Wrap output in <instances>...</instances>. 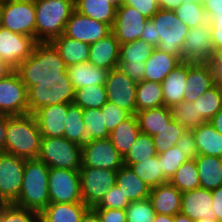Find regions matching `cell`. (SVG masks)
<instances>
[{
    "label": "cell",
    "instance_id": "cell-1",
    "mask_svg": "<svg viewBox=\"0 0 222 222\" xmlns=\"http://www.w3.org/2000/svg\"><path fill=\"white\" fill-rule=\"evenodd\" d=\"M15 70L28 91L38 79L63 78L67 66L51 42H37L31 56Z\"/></svg>",
    "mask_w": 222,
    "mask_h": 222
},
{
    "label": "cell",
    "instance_id": "cell-2",
    "mask_svg": "<svg viewBox=\"0 0 222 222\" xmlns=\"http://www.w3.org/2000/svg\"><path fill=\"white\" fill-rule=\"evenodd\" d=\"M42 135L33 114L7 115L5 153L25 159H37Z\"/></svg>",
    "mask_w": 222,
    "mask_h": 222
},
{
    "label": "cell",
    "instance_id": "cell-3",
    "mask_svg": "<svg viewBox=\"0 0 222 222\" xmlns=\"http://www.w3.org/2000/svg\"><path fill=\"white\" fill-rule=\"evenodd\" d=\"M49 167L39 159H26L23 181L14 205L41 213L49 204Z\"/></svg>",
    "mask_w": 222,
    "mask_h": 222
},
{
    "label": "cell",
    "instance_id": "cell-4",
    "mask_svg": "<svg viewBox=\"0 0 222 222\" xmlns=\"http://www.w3.org/2000/svg\"><path fill=\"white\" fill-rule=\"evenodd\" d=\"M36 41L51 42L64 34L66 23L75 10V0H34Z\"/></svg>",
    "mask_w": 222,
    "mask_h": 222
},
{
    "label": "cell",
    "instance_id": "cell-5",
    "mask_svg": "<svg viewBox=\"0 0 222 222\" xmlns=\"http://www.w3.org/2000/svg\"><path fill=\"white\" fill-rule=\"evenodd\" d=\"M75 89L67 72L63 78L38 79L28 90V114H33L43 106L73 103Z\"/></svg>",
    "mask_w": 222,
    "mask_h": 222
},
{
    "label": "cell",
    "instance_id": "cell-6",
    "mask_svg": "<svg viewBox=\"0 0 222 222\" xmlns=\"http://www.w3.org/2000/svg\"><path fill=\"white\" fill-rule=\"evenodd\" d=\"M151 20L156 26V48L182 61V47L189 31L187 25L171 10L159 9Z\"/></svg>",
    "mask_w": 222,
    "mask_h": 222
},
{
    "label": "cell",
    "instance_id": "cell-7",
    "mask_svg": "<svg viewBox=\"0 0 222 222\" xmlns=\"http://www.w3.org/2000/svg\"><path fill=\"white\" fill-rule=\"evenodd\" d=\"M49 168L79 171L82 165V150L79 144L65 137L42 138L38 158Z\"/></svg>",
    "mask_w": 222,
    "mask_h": 222
},
{
    "label": "cell",
    "instance_id": "cell-8",
    "mask_svg": "<svg viewBox=\"0 0 222 222\" xmlns=\"http://www.w3.org/2000/svg\"><path fill=\"white\" fill-rule=\"evenodd\" d=\"M1 26L36 40V11L34 0H3Z\"/></svg>",
    "mask_w": 222,
    "mask_h": 222
},
{
    "label": "cell",
    "instance_id": "cell-9",
    "mask_svg": "<svg viewBox=\"0 0 222 222\" xmlns=\"http://www.w3.org/2000/svg\"><path fill=\"white\" fill-rule=\"evenodd\" d=\"M79 175L83 203L93 208L116 184L117 171L81 166Z\"/></svg>",
    "mask_w": 222,
    "mask_h": 222
},
{
    "label": "cell",
    "instance_id": "cell-10",
    "mask_svg": "<svg viewBox=\"0 0 222 222\" xmlns=\"http://www.w3.org/2000/svg\"><path fill=\"white\" fill-rule=\"evenodd\" d=\"M49 203H83L79 171L49 168Z\"/></svg>",
    "mask_w": 222,
    "mask_h": 222
},
{
    "label": "cell",
    "instance_id": "cell-11",
    "mask_svg": "<svg viewBox=\"0 0 222 222\" xmlns=\"http://www.w3.org/2000/svg\"><path fill=\"white\" fill-rule=\"evenodd\" d=\"M26 159L0 152V204H13L20 195Z\"/></svg>",
    "mask_w": 222,
    "mask_h": 222
},
{
    "label": "cell",
    "instance_id": "cell-12",
    "mask_svg": "<svg viewBox=\"0 0 222 222\" xmlns=\"http://www.w3.org/2000/svg\"><path fill=\"white\" fill-rule=\"evenodd\" d=\"M28 114V91L19 73L14 70L0 80V115Z\"/></svg>",
    "mask_w": 222,
    "mask_h": 222
},
{
    "label": "cell",
    "instance_id": "cell-13",
    "mask_svg": "<svg viewBox=\"0 0 222 222\" xmlns=\"http://www.w3.org/2000/svg\"><path fill=\"white\" fill-rule=\"evenodd\" d=\"M214 56L210 24L189 28L182 47V62L207 64Z\"/></svg>",
    "mask_w": 222,
    "mask_h": 222
},
{
    "label": "cell",
    "instance_id": "cell-14",
    "mask_svg": "<svg viewBox=\"0 0 222 222\" xmlns=\"http://www.w3.org/2000/svg\"><path fill=\"white\" fill-rule=\"evenodd\" d=\"M105 87L107 101L128 111L131 115L136 114L137 83L120 70V68L116 67L108 72Z\"/></svg>",
    "mask_w": 222,
    "mask_h": 222
},
{
    "label": "cell",
    "instance_id": "cell-15",
    "mask_svg": "<svg viewBox=\"0 0 222 222\" xmlns=\"http://www.w3.org/2000/svg\"><path fill=\"white\" fill-rule=\"evenodd\" d=\"M81 150V166L118 171L124 165L122 155L109 138L87 141Z\"/></svg>",
    "mask_w": 222,
    "mask_h": 222
},
{
    "label": "cell",
    "instance_id": "cell-16",
    "mask_svg": "<svg viewBox=\"0 0 222 222\" xmlns=\"http://www.w3.org/2000/svg\"><path fill=\"white\" fill-rule=\"evenodd\" d=\"M36 43L31 36L0 27V58L14 69L31 56Z\"/></svg>",
    "mask_w": 222,
    "mask_h": 222
},
{
    "label": "cell",
    "instance_id": "cell-17",
    "mask_svg": "<svg viewBox=\"0 0 222 222\" xmlns=\"http://www.w3.org/2000/svg\"><path fill=\"white\" fill-rule=\"evenodd\" d=\"M112 32L111 26L74 10L66 23L64 35L81 42L95 43Z\"/></svg>",
    "mask_w": 222,
    "mask_h": 222
},
{
    "label": "cell",
    "instance_id": "cell-18",
    "mask_svg": "<svg viewBox=\"0 0 222 222\" xmlns=\"http://www.w3.org/2000/svg\"><path fill=\"white\" fill-rule=\"evenodd\" d=\"M147 20L134 7L122 4L116 9L112 33L120 44L136 41L141 38Z\"/></svg>",
    "mask_w": 222,
    "mask_h": 222
},
{
    "label": "cell",
    "instance_id": "cell-19",
    "mask_svg": "<svg viewBox=\"0 0 222 222\" xmlns=\"http://www.w3.org/2000/svg\"><path fill=\"white\" fill-rule=\"evenodd\" d=\"M68 108L69 103H60L43 106L33 113L42 138L64 137Z\"/></svg>",
    "mask_w": 222,
    "mask_h": 222
},
{
    "label": "cell",
    "instance_id": "cell-20",
    "mask_svg": "<svg viewBox=\"0 0 222 222\" xmlns=\"http://www.w3.org/2000/svg\"><path fill=\"white\" fill-rule=\"evenodd\" d=\"M211 190L196 188L182 192V203L180 213L188 216L193 221L199 219H215L212 209Z\"/></svg>",
    "mask_w": 222,
    "mask_h": 222
},
{
    "label": "cell",
    "instance_id": "cell-21",
    "mask_svg": "<svg viewBox=\"0 0 222 222\" xmlns=\"http://www.w3.org/2000/svg\"><path fill=\"white\" fill-rule=\"evenodd\" d=\"M120 43L111 32L104 38L90 44L88 62L106 70H111L119 65Z\"/></svg>",
    "mask_w": 222,
    "mask_h": 222
},
{
    "label": "cell",
    "instance_id": "cell-22",
    "mask_svg": "<svg viewBox=\"0 0 222 222\" xmlns=\"http://www.w3.org/2000/svg\"><path fill=\"white\" fill-rule=\"evenodd\" d=\"M149 199L158 214L175 216L181 211L182 192L169 181L151 188Z\"/></svg>",
    "mask_w": 222,
    "mask_h": 222
},
{
    "label": "cell",
    "instance_id": "cell-23",
    "mask_svg": "<svg viewBox=\"0 0 222 222\" xmlns=\"http://www.w3.org/2000/svg\"><path fill=\"white\" fill-rule=\"evenodd\" d=\"M213 86V77L207 64L188 63L183 101L194 102Z\"/></svg>",
    "mask_w": 222,
    "mask_h": 222
},
{
    "label": "cell",
    "instance_id": "cell-24",
    "mask_svg": "<svg viewBox=\"0 0 222 222\" xmlns=\"http://www.w3.org/2000/svg\"><path fill=\"white\" fill-rule=\"evenodd\" d=\"M188 74V63L181 62L162 81L164 106L172 108L183 101Z\"/></svg>",
    "mask_w": 222,
    "mask_h": 222
},
{
    "label": "cell",
    "instance_id": "cell-25",
    "mask_svg": "<svg viewBox=\"0 0 222 222\" xmlns=\"http://www.w3.org/2000/svg\"><path fill=\"white\" fill-rule=\"evenodd\" d=\"M66 72L74 89L77 90L89 85H105L109 70L83 62L68 66Z\"/></svg>",
    "mask_w": 222,
    "mask_h": 222
},
{
    "label": "cell",
    "instance_id": "cell-26",
    "mask_svg": "<svg viewBox=\"0 0 222 222\" xmlns=\"http://www.w3.org/2000/svg\"><path fill=\"white\" fill-rule=\"evenodd\" d=\"M116 185L129 202L148 199L151 192V188L125 165L117 171Z\"/></svg>",
    "mask_w": 222,
    "mask_h": 222
},
{
    "label": "cell",
    "instance_id": "cell-27",
    "mask_svg": "<svg viewBox=\"0 0 222 222\" xmlns=\"http://www.w3.org/2000/svg\"><path fill=\"white\" fill-rule=\"evenodd\" d=\"M89 207L84 203H49L39 222H80Z\"/></svg>",
    "mask_w": 222,
    "mask_h": 222
},
{
    "label": "cell",
    "instance_id": "cell-28",
    "mask_svg": "<svg viewBox=\"0 0 222 222\" xmlns=\"http://www.w3.org/2000/svg\"><path fill=\"white\" fill-rule=\"evenodd\" d=\"M181 62L177 56L155 48L145 62L144 80L162 83L164 78Z\"/></svg>",
    "mask_w": 222,
    "mask_h": 222
},
{
    "label": "cell",
    "instance_id": "cell-29",
    "mask_svg": "<svg viewBox=\"0 0 222 222\" xmlns=\"http://www.w3.org/2000/svg\"><path fill=\"white\" fill-rule=\"evenodd\" d=\"M51 43L58 50L66 66L88 62L90 45L75 39H71L64 34L54 38Z\"/></svg>",
    "mask_w": 222,
    "mask_h": 222
},
{
    "label": "cell",
    "instance_id": "cell-30",
    "mask_svg": "<svg viewBox=\"0 0 222 222\" xmlns=\"http://www.w3.org/2000/svg\"><path fill=\"white\" fill-rule=\"evenodd\" d=\"M140 132L155 136L173 120L171 108L166 106L136 112Z\"/></svg>",
    "mask_w": 222,
    "mask_h": 222
},
{
    "label": "cell",
    "instance_id": "cell-31",
    "mask_svg": "<svg viewBox=\"0 0 222 222\" xmlns=\"http://www.w3.org/2000/svg\"><path fill=\"white\" fill-rule=\"evenodd\" d=\"M198 155L220 157L222 155V134L209 122L192 129Z\"/></svg>",
    "mask_w": 222,
    "mask_h": 222
},
{
    "label": "cell",
    "instance_id": "cell-32",
    "mask_svg": "<svg viewBox=\"0 0 222 222\" xmlns=\"http://www.w3.org/2000/svg\"><path fill=\"white\" fill-rule=\"evenodd\" d=\"M195 161L201 188L212 191L222 186V165L219 157L198 155Z\"/></svg>",
    "mask_w": 222,
    "mask_h": 222
},
{
    "label": "cell",
    "instance_id": "cell-33",
    "mask_svg": "<svg viewBox=\"0 0 222 222\" xmlns=\"http://www.w3.org/2000/svg\"><path fill=\"white\" fill-rule=\"evenodd\" d=\"M139 134L140 128L137 117L136 115H131L110 132L109 139L123 157L134 144Z\"/></svg>",
    "mask_w": 222,
    "mask_h": 222
},
{
    "label": "cell",
    "instance_id": "cell-34",
    "mask_svg": "<svg viewBox=\"0 0 222 222\" xmlns=\"http://www.w3.org/2000/svg\"><path fill=\"white\" fill-rule=\"evenodd\" d=\"M116 7L107 0H75V10L86 17L113 26Z\"/></svg>",
    "mask_w": 222,
    "mask_h": 222
},
{
    "label": "cell",
    "instance_id": "cell-35",
    "mask_svg": "<svg viewBox=\"0 0 222 222\" xmlns=\"http://www.w3.org/2000/svg\"><path fill=\"white\" fill-rule=\"evenodd\" d=\"M164 106L161 83L142 80L136 88V112Z\"/></svg>",
    "mask_w": 222,
    "mask_h": 222
},
{
    "label": "cell",
    "instance_id": "cell-36",
    "mask_svg": "<svg viewBox=\"0 0 222 222\" xmlns=\"http://www.w3.org/2000/svg\"><path fill=\"white\" fill-rule=\"evenodd\" d=\"M142 179L150 188L164 184L169 180L161 173L158 154L136 164H124Z\"/></svg>",
    "mask_w": 222,
    "mask_h": 222
},
{
    "label": "cell",
    "instance_id": "cell-37",
    "mask_svg": "<svg viewBox=\"0 0 222 222\" xmlns=\"http://www.w3.org/2000/svg\"><path fill=\"white\" fill-rule=\"evenodd\" d=\"M64 137L68 141L79 144L80 146L87 142L85 123L83 120V109L74 103H69Z\"/></svg>",
    "mask_w": 222,
    "mask_h": 222
},
{
    "label": "cell",
    "instance_id": "cell-38",
    "mask_svg": "<svg viewBox=\"0 0 222 222\" xmlns=\"http://www.w3.org/2000/svg\"><path fill=\"white\" fill-rule=\"evenodd\" d=\"M192 103L198 114L209 122L222 109V86L214 85Z\"/></svg>",
    "mask_w": 222,
    "mask_h": 222
},
{
    "label": "cell",
    "instance_id": "cell-39",
    "mask_svg": "<svg viewBox=\"0 0 222 222\" xmlns=\"http://www.w3.org/2000/svg\"><path fill=\"white\" fill-rule=\"evenodd\" d=\"M107 102L105 85H89L75 90L74 104L84 109L101 108Z\"/></svg>",
    "mask_w": 222,
    "mask_h": 222
},
{
    "label": "cell",
    "instance_id": "cell-40",
    "mask_svg": "<svg viewBox=\"0 0 222 222\" xmlns=\"http://www.w3.org/2000/svg\"><path fill=\"white\" fill-rule=\"evenodd\" d=\"M155 48L141 39L120 44L119 62L145 64Z\"/></svg>",
    "mask_w": 222,
    "mask_h": 222
},
{
    "label": "cell",
    "instance_id": "cell-41",
    "mask_svg": "<svg viewBox=\"0 0 222 222\" xmlns=\"http://www.w3.org/2000/svg\"><path fill=\"white\" fill-rule=\"evenodd\" d=\"M156 155L153 137L140 132L134 144L123 156V164H136Z\"/></svg>",
    "mask_w": 222,
    "mask_h": 222
},
{
    "label": "cell",
    "instance_id": "cell-42",
    "mask_svg": "<svg viewBox=\"0 0 222 222\" xmlns=\"http://www.w3.org/2000/svg\"><path fill=\"white\" fill-rule=\"evenodd\" d=\"M169 182L180 192L199 188L200 181L195 159L183 163Z\"/></svg>",
    "mask_w": 222,
    "mask_h": 222
},
{
    "label": "cell",
    "instance_id": "cell-43",
    "mask_svg": "<svg viewBox=\"0 0 222 222\" xmlns=\"http://www.w3.org/2000/svg\"><path fill=\"white\" fill-rule=\"evenodd\" d=\"M83 120L87 141L109 138L110 132L105 126L104 113L101 112V108L84 109Z\"/></svg>",
    "mask_w": 222,
    "mask_h": 222
},
{
    "label": "cell",
    "instance_id": "cell-44",
    "mask_svg": "<svg viewBox=\"0 0 222 222\" xmlns=\"http://www.w3.org/2000/svg\"><path fill=\"white\" fill-rule=\"evenodd\" d=\"M174 13L188 28L208 22L203 5L198 4L196 0H182L181 5L174 10Z\"/></svg>",
    "mask_w": 222,
    "mask_h": 222
},
{
    "label": "cell",
    "instance_id": "cell-45",
    "mask_svg": "<svg viewBox=\"0 0 222 222\" xmlns=\"http://www.w3.org/2000/svg\"><path fill=\"white\" fill-rule=\"evenodd\" d=\"M173 119L186 130H192L206 123L190 101H182L171 108Z\"/></svg>",
    "mask_w": 222,
    "mask_h": 222
},
{
    "label": "cell",
    "instance_id": "cell-46",
    "mask_svg": "<svg viewBox=\"0 0 222 222\" xmlns=\"http://www.w3.org/2000/svg\"><path fill=\"white\" fill-rule=\"evenodd\" d=\"M186 132L174 119L166 125L159 134L153 136L154 146L157 154L165 152L174 147L180 136Z\"/></svg>",
    "mask_w": 222,
    "mask_h": 222
},
{
    "label": "cell",
    "instance_id": "cell-47",
    "mask_svg": "<svg viewBox=\"0 0 222 222\" xmlns=\"http://www.w3.org/2000/svg\"><path fill=\"white\" fill-rule=\"evenodd\" d=\"M158 161L161 166V173L170 180L178 168L188 161L187 157L175 145L171 149L158 154Z\"/></svg>",
    "mask_w": 222,
    "mask_h": 222
},
{
    "label": "cell",
    "instance_id": "cell-48",
    "mask_svg": "<svg viewBox=\"0 0 222 222\" xmlns=\"http://www.w3.org/2000/svg\"><path fill=\"white\" fill-rule=\"evenodd\" d=\"M0 222H39V213L14 204H0Z\"/></svg>",
    "mask_w": 222,
    "mask_h": 222
},
{
    "label": "cell",
    "instance_id": "cell-49",
    "mask_svg": "<svg viewBox=\"0 0 222 222\" xmlns=\"http://www.w3.org/2000/svg\"><path fill=\"white\" fill-rule=\"evenodd\" d=\"M127 222H154L156 211L151 200L130 202L126 208Z\"/></svg>",
    "mask_w": 222,
    "mask_h": 222
},
{
    "label": "cell",
    "instance_id": "cell-50",
    "mask_svg": "<svg viewBox=\"0 0 222 222\" xmlns=\"http://www.w3.org/2000/svg\"><path fill=\"white\" fill-rule=\"evenodd\" d=\"M101 112L104 113L105 126L109 132L131 116L128 111L109 101L101 107Z\"/></svg>",
    "mask_w": 222,
    "mask_h": 222
},
{
    "label": "cell",
    "instance_id": "cell-51",
    "mask_svg": "<svg viewBox=\"0 0 222 222\" xmlns=\"http://www.w3.org/2000/svg\"><path fill=\"white\" fill-rule=\"evenodd\" d=\"M130 202L122 193L120 188L115 184L109 189L108 193L102 198V200L93 207V209H122L126 210Z\"/></svg>",
    "mask_w": 222,
    "mask_h": 222
},
{
    "label": "cell",
    "instance_id": "cell-52",
    "mask_svg": "<svg viewBox=\"0 0 222 222\" xmlns=\"http://www.w3.org/2000/svg\"><path fill=\"white\" fill-rule=\"evenodd\" d=\"M122 4L134 7L147 19H151L160 9L157 0H122Z\"/></svg>",
    "mask_w": 222,
    "mask_h": 222
},
{
    "label": "cell",
    "instance_id": "cell-53",
    "mask_svg": "<svg viewBox=\"0 0 222 222\" xmlns=\"http://www.w3.org/2000/svg\"><path fill=\"white\" fill-rule=\"evenodd\" d=\"M178 149L183 151L188 160H194L198 157L197 146L192 130H186L176 143Z\"/></svg>",
    "mask_w": 222,
    "mask_h": 222
},
{
    "label": "cell",
    "instance_id": "cell-54",
    "mask_svg": "<svg viewBox=\"0 0 222 222\" xmlns=\"http://www.w3.org/2000/svg\"><path fill=\"white\" fill-rule=\"evenodd\" d=\"M214 50L222 48V14H208Z\"/></svg>",
    "mask_w": 222,
    "mask_h": 222
},
{
    "label": "cell",
    "instance_id": "cell-55",
    "mask_svg": "<svg viewBox=\"0 0 222 222\" xmlns=\"http://www.w3.org/2000/svg\"><path fill=\"white\" fill-rule=\"evenodd\" d=\"M118 68L122 70L134 82L144 80L145 64H130L129 62H119Z\"/></svg>",
    "mask_w": 222,
    "mask_h": 222
},
{
    "label": "cell",
    "instance_id": "cell-56",
    "mask_svg": "<svg viewBox=\"0 0 222 222\" xmlns=\"http://www.w3.org/2000/svg\"><path fill=\"white\" fill-rule=\"evenodd\" d=\"M101 222H127L126 211L122 209H94Z\"/></svg>",
    "mask_w": 222,
    "mask_h": 222
},
{
    "label": "cell",
    "instance_id": "cell-57",
    "mask_svg": "<svg viewBox=\"0 0 222 222\" xmlns=\"http://www.w3.org/2000/svg\"><path fill=\"white\" fill-rule=\"evenodd\" d=\"M207 65L211 70L214 85L222 86V48L215 51V56Z\"/></svg>",
    "mask_w": 222,
    "mask_h": 222
},
{
    "label": "cell",
    "instance_id": "cell-58",
    "mask_svg": "<svg viewBox=\"0 0 222 222\" xmlns=\"http://www.w3.org/2000/svg\"><path fill=\"white\" fill-rule=\"evenodd\" d=\"M212 193V209L215 213V220L222 222V186L211 191Z\"/></svg>",
    "mask_w": 222,
    "mask_h": 222
},
{
    "label": "cell",
    "instance_id": "cell-59",
    "mask_svg": "<svg viewBox=\"0 0 222 222\" xmlns=\"http://www.w3.org/2000/svg\"><path fill=\"white\" fill-rule=\"evenodd\" d=\"M155 24L151 19L146 21L144 26L143 33L141 35V40H144L147 44H151L156 47V32H155Z\"/></svg>",
    "mask_w": 222,
    "mask_h": 222
},
{
    "label": "cell",
    "instance_id": "cell-60",
    "mask_svg": "<svg viewBox=\"0 0 222 222\" xmlns=\"http://www.w3.org/2000/svg\"><path fill=\"white\" fill-rule=\"evenodd\" d=\"M205 13L222 14V0H210L203 5Z\"/></svg>",
    "mask_w": 222,
    "mask_h": 222
},
{
    "label": "cell",
    "instance_id": "cell-61",
    "mask_svg": "<svg viewBox=\"0 0 222 222\" xmlns=\"http://www.w3.org/2000/svg\"><path fill=\"white\" fill-rule=\"evenodd\" d=\"M7 134V115H0V152L5 151Z\"/></svg>",
    "mask_w": 222,
    "mask_h": 222
},
{
    "label": "cell",
    "instance_id": "cell-62",
    "mask_svg": "<svg viewBox=\"0 0 222 222\" xmlns=\"http://www.w3.org/2000/svg\"><path fill=\"white\" fill-rule=\"evenodd\" d=\"M157 2L160 9L174 11L181 5L182 0H157Z\"/></svg>",
    "mask_w": 222,
    "mask_h": 222
},
{
    "label": "cell",
    "instance_id": "cell-63",
    "mask_svg": "<svg viewBox=\"0 0 222 222\" xmlns=\"http://www.w3.org/2000/svg\"><path fill=\"white\" fill-rule=\"evenodd\" d=\"M80 222H101L99 215L93 208H89L83 215Z\"/></svg>",
    "mask_w": 222,
    "mask_h": 222
},
{
    "label": "cell",
    "instance_id": "cell-64",
    "mask_svg": "<svg viewBox=\"0 0 222 222\" xmlns=\"http://www.w3.org/2000/svg\"><path fill=\"white\" fill-rule=\"evenodd\" d=\"M15 69L10 66L6 61L0 58V80L7 77L11 74Z\"/></svg>",
    "mask_w": 222,
    "mask_h": 222
},
{
    "label": "cell",
    "instance_id": "cell-65",
    "mask_svg": "<svg viewBox=\"0 0 222 222\" xmlns=\"http://www.w3.org/2000/svg\"><path fill=\"white\" fill-rule=\"evenodd\" d=\"M209 123L222 134V109L209 121Z\"/></svg>",
    "mask_w": 222,
    "mask_h": 222
},
{
    "label": "cell",
    "instance_id": "cell-66",
    "mask_svg": "<svg viewBox=\"0 0 222 222\" xmlns=\"http://www.w3.org/2000/svg\"><path fill=\"white\" fill-rule=\"evenodd\" d=\"M173 221H174V216L163 215L158 213H156L154 218V222H173Z\"/></svg>",
    "mask_w": 222,
    "mask_h": 222
},
{
    "label": "cell",
    "instance_id": "cell-67",
    "mask_svg": "<svg viewBox=\"0 0 222 222\" xmlns=\"http://www.w3.org/2000/svg\"><path fill=\"white\" fill-rule=\"evenodd\" d=\"M173 222H194V221L190 219L188 216L179 213L174 216Z\"/></svg>",
    "mask_w": 222,
    "mask_h": 222
},
{
    "label": "cell",
    "instance_id": "cell-68",
    "mask_svg": "<svg viewBox=\"0 0 222 222\" xmlns=\"http://www.w3.org/2000/svg\"><path fill=\"white\" fill-rule=\"evenodd\" d=\"M114 7L119 8L122 5V0H107Z\"/></svg>",
    "mask_w": 222,
    "mask_h": 222
},
{
    "label": "cell",
    "instance_id": "cell-69",
    "mask_svg": "<svg viewBox=\"0 0 222 222\" xmlns=\"http://www.w3.org/2000/svg\"><path fill=\"white\" fill-rule=\"evenodd\" d=\"M194 222H218L215 219H199V220H195Z\"/></svg>",
    "mask_w": 222,
    "mask_h": 222
},
{
    "label": "cell",
    "instance_id": "cell-70",
    "mask_svg": "<svg viewBox=\"0 0 222 222\" xmlns=\"http://www.w3.org/2000/svg\"><path fill=\"white\" fill-rule=\"evenodd\" d=\"M208 1H210V0H196V2L201 5H204Z\"/></svg>",
    "mask_w": 222,
    "mask_h": 222
},
{
    "label": "cell",
    "instance_id": "cell-71",
    "mask_svg": "<svg viewBox=\"0 0 222 222\" xmlns=\"http://www.w3.org/2000/svg\"><path fill=\"white\" fill-rule=\"evenodd\" d=\"M2 4H3V0H0V27H1Z\"/></svg>",
    "mask_w": 222,
    "mask_h": 222
},
{
    "label": "cell",
    "instance_id": "cell-72",
    "mask_svg": "<svg viewBox=\"0 0 222 222\" xmlns=\"http://www.w3.org/2000/svg\"><path fill=\"white\" fill-rule=\"evenodd\" d=\"M220 164L222 165V155L219 157Z\"/></svg>",
    "mask_w": 222,
    "mask_h": 222
}]
</instances>
